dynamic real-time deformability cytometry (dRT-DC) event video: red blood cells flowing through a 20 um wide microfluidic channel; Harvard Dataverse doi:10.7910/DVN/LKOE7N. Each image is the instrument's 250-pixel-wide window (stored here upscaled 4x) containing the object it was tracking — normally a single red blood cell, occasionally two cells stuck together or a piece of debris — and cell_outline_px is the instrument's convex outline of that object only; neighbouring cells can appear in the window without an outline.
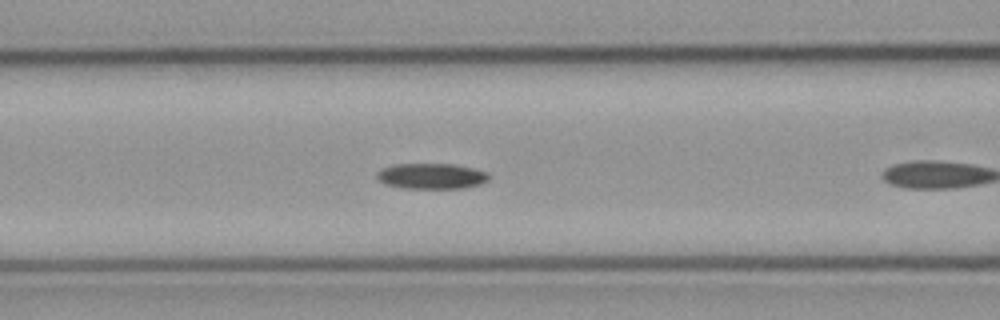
{"species": "common noctule bat (a hibernating species)", "species_latin": "Nyctalus noctula", "temperature_condition": "cold", "stored_images_in_passage": 14, "camera_frame_rate_fps": 3000, "um_per_image_px": 0.085, "animal": {"sex": "male", "body_mass_g": 23.1, "forearm_length_mm": 52.7}, "frame": {"image": 1, "passage_image": 10, "time_ms": 3.0, "image_size_px": [1000, 320], "cell_outline_px": [[488, 180], [480, 184], [464, 188], [404, 188], [384, 184], [376, 180], [376, 172], [380, 168], [392, 164], [456, 164], [488, 172]], "centroid_in_image_um": [36.61, 14.96], "position_along_channel_um": 130.0, "area_um2": 16.94}}